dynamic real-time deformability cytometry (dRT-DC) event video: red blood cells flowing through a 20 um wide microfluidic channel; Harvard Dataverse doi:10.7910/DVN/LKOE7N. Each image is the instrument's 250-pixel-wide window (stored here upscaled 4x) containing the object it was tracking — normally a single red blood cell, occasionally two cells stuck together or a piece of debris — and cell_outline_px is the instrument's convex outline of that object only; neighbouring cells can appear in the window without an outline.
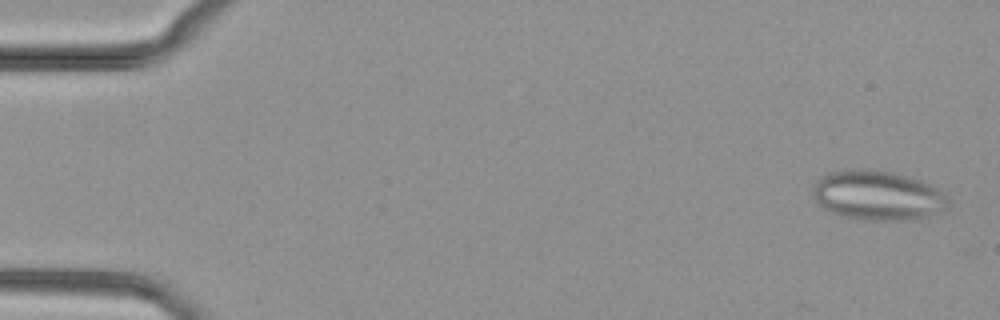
{"species": "common noctule bat (a hibernating species)", "species_latin": "Nyctalus noctula", "temperature_condition": "cold", "stored_images_in_passage": 5, "camera_frame_rate_fps": 3000, "um_per_image_px": 0.085, "animal": {"sex": "female", "body_mass_g": 29.2, "forearm_length_mm": 56.3}, "frame": {"image": 1, "passage_image": 2, "time_ms": 0.333, "image_size_px": [1000, 320], "cell_outline_px": [[948, 208], [928, 216], [916, 220], [864, 220], [844, 216], [832, 212], [824, 208], [816, 200], [812, 188], [816, 180], [820, 176], [828, 172], [844, 168], [868, 168], [892, 172], [908, 176], [920, 180], [936, 188], [948, 200]], "centroid_in_image_um": [74.57, 16.59], "position_along_channel_um": 10.4, "area_um2": 39.36}}